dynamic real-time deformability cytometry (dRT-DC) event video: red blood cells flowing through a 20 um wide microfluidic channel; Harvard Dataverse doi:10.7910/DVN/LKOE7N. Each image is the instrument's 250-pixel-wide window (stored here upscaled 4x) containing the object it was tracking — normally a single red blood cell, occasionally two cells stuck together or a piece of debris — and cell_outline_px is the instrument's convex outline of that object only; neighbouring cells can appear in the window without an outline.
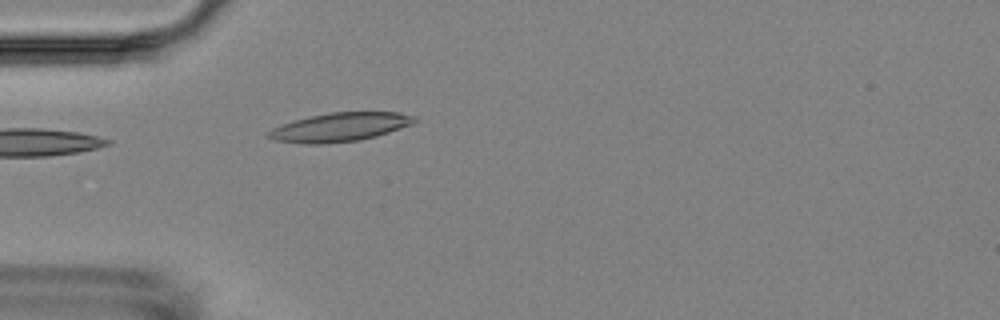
{"species": "Egyptian fruit bat (a non-hibernating species)", "species_latin": "Rousettus aegyptiacus", "temperature_condition": "room temperature", "stored_images_in_passage": 1, "camera_frame_rate_fps": 3000, "um_per_image_px": 0.085, "animal": {"sex": "female"}, "frame": {"image": 1, "passage_image": 1, "time_ms": 0.0, "image_size_px": [1000, 320], "cell_outline_px": [[420, 120], [412, 124], [376, 136], [360, 140], [320, 144], [304, 144], [276, 140], [268, 136], [268, 132], [272, 128], [280, 124], [292, 120], [328, 112], [400, 112], [416, 116]], "centroid_in_image_um": [28.91, 10.79], "position_along_channel_um": 56.1, "area_um2": 24.57}}